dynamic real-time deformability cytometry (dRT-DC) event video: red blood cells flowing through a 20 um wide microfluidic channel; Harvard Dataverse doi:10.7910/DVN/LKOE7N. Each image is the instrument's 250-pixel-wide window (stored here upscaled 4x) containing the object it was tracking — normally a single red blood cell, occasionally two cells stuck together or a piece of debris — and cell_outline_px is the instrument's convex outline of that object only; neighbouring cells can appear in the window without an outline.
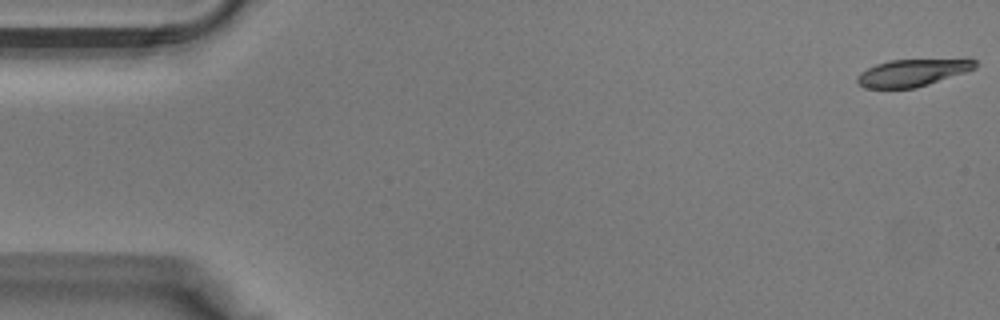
{"species": "Egyptian fruit bat (a non-hibernating species)", "species_latin": "Rousettus aegyptiacus", "temperature_condition": "warm", "stored_images_in_passage": 11, "camera_frame_rate_fps": 3000, "um_per_image_px": 0.085, "animal": {"sex": "male"}, "frame": {"image": 1, "passage_image": 1, "time_ms": 0.0, "image_size_px": [1000, 320], "cell_outline_px": [[976, 68], [916, 88], [864, 88], [856, 80], [856, 76], [860, 72], [876, 64], [888, 60], [968, 56], [972, 56], [976, 60]], "centroid_in_image_um": [77.66, 6.11], "position_along_channel_um": 7.3, "area_um2": 19.54}}
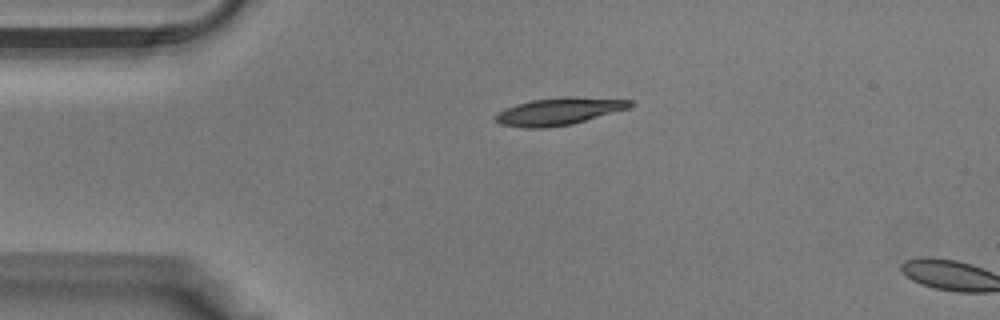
{"frame": {"image": 2, "passage_image": 9, "time_ms": 2.667, "image_size_px": [1000, 320], "cell_outline_px": [[632, 104], [628, 108], [572, 124], [544, 128], [524, 128], [500, 124], [492, 120], [496, 112], [504, 108], [516, 104], [532, 100], [564, 96], [572, 96], [632, 100]], "centroid_in_image_um": [47.42, 9.46], "position_along_channel_um": 37.6, "area_um2": 21.5}}